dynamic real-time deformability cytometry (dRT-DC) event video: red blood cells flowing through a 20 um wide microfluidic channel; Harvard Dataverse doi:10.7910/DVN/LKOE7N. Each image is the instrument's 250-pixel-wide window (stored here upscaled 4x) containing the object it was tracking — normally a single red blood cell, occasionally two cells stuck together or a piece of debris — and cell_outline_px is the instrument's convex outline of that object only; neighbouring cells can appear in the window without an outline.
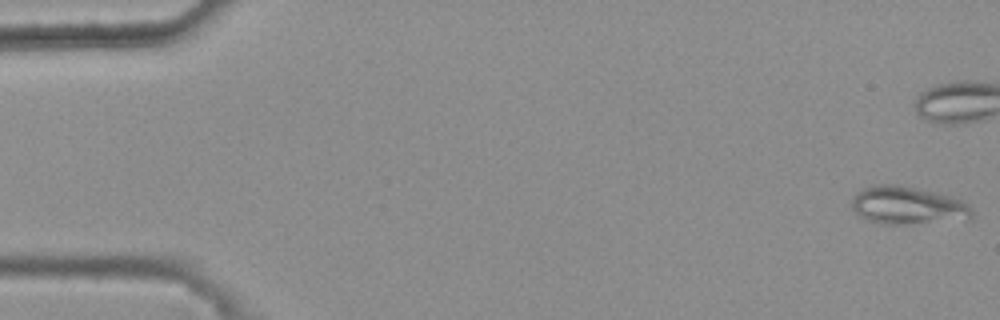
{"species": "common noctule bat (a hibernating species)", "species_latin": "Nyctalus noctula", "temperature_condition": "warm", "stored_images_in_passage": 24, "camera_frame_rate_fps": 3000, "um_per_image_px": 0.085, "animal": {"sex": "female", "body_mass_g": 25.1}, "frame": {"image": 1, "passage_image": 1, "time_ms": 0.0, "image_size_px": [1000, 320], "cell_outline_px": [[972, 216], [968, 220], [904, 224], [880, 224], [868, 220], [860, 216], [852, 208], [852, 200], [864, 188], [872, 184], [896, 184], [932, 192], [948, 196], [960, 200], [968, 204], [972, 208]], "centroid_in_image_um": [77.16, 17.48], "position_along_channel_um": 7.8, "area_um2": 26.3}}
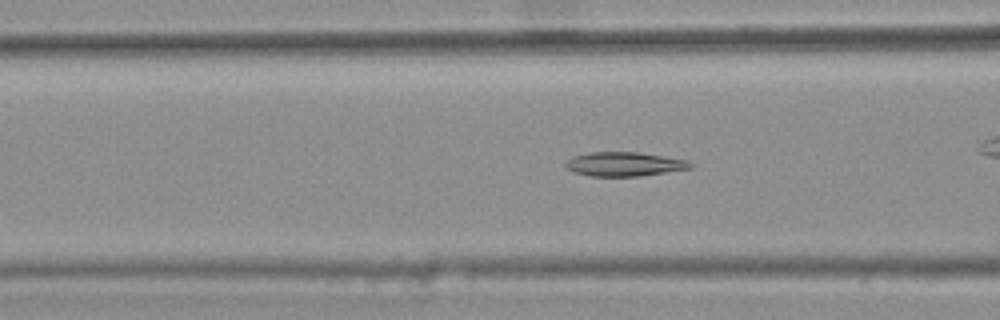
{"frame": {"image": 2, "passage_image": 21, "time_ms": 6.667, "image_size_px": [1000, 320], "cell_outline_px": [[692, 168], [640, 176], [592, 176], [572, 172], [564, 168], [564, 164], [572, 156], [592, 152], [636, 152], [688, 160], [692, 164]], "centroid_in_image_um": [53.02, 13.95], "position_along_channel_um": 113.6, "area_um2": 17.51}}